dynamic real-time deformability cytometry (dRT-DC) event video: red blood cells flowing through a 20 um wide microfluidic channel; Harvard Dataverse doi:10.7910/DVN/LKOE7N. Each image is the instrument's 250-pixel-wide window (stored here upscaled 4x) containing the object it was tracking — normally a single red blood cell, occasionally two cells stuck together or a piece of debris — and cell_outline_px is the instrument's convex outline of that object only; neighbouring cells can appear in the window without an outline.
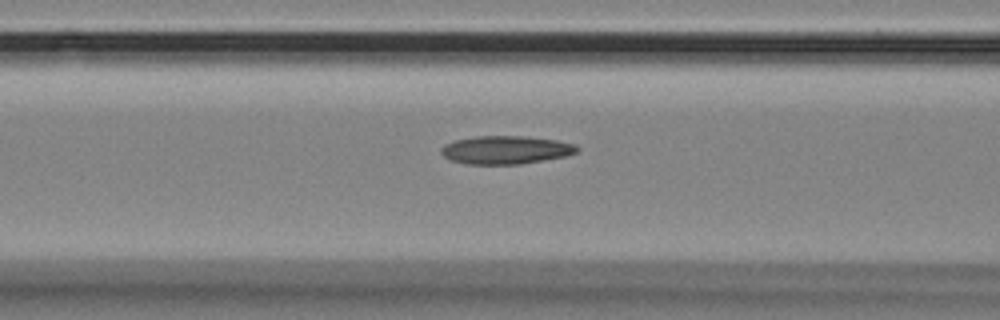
{"species": "Egyptian fruit bat (a non-hibernating species)", "species_latin": "Rousettus aegyptiacus", "temperature_condition": "room temperature", "stored_images_in_passage": 31, "camera_frame_rate_fps": 3000, "um_per_image_px": 0.085, "animal": {"sex": "female"}, "frame": {"image": 1, "passage_image": 23, "time_ms": 7.333, "image_size_px": [1000, 320], "cell_outline_px": [[580, 148], [576, 152], [564, 156], [520, 164], [468, 164], [452, 160], [444, 156], [440, 152], [440, 148], [444, 144], [456, 140], [476, 136], [524, 136], [556, 140], [576, 144]], "centroid_in_image_um": [42.98, 12.73], "position_along_channel_um": 123.6, "area_um2": 22.2}}
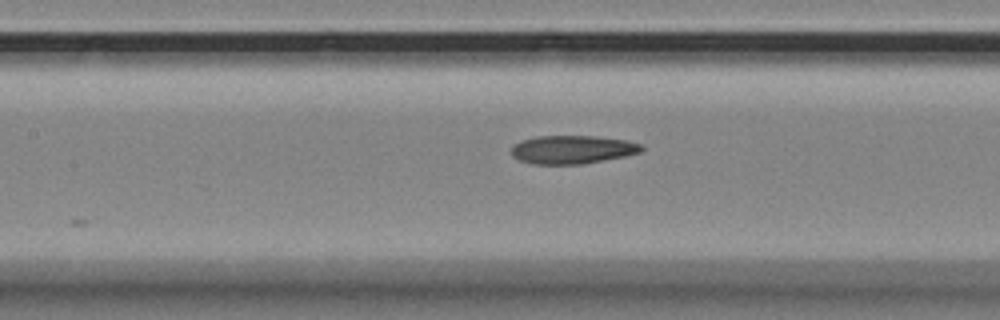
{"frame": {"image": 2, "passage_image": 26, "time_ms": 8.333, "image_size_px": [1000, 320], "cell_outline_px": [[644, 148], [640, 152], [628, 156], [580, 164], [532, 164], [520, 160], [512, 156], [512, 144], [520, 140], [536, 136], [596, 136], [628, 140], [644, 144]], "centroid_in_image_um": [48.68, 12.7], "position_along_channel_um": 158.7, "area_um2": 21.79}}
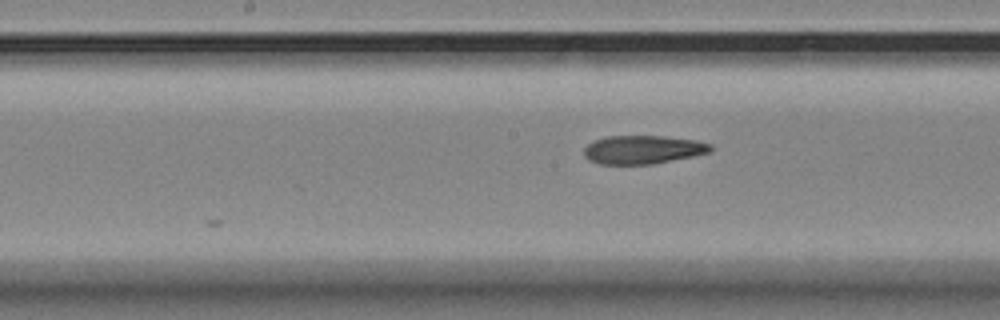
{"frame": {"image": 3, "passage_image": 29, "time_ms": 9.333, "image_size_px": [1000, 320], "cell_outline_px": [[712, 152], [652, 164], [600, 164], [588, 160], [584, 156], [584, 148], [592, 140], [604, 136], [664, 136], [696, 140], [712, 144]], "centroid_in_image_um": [54.62, 12.71], "position_along_channel_um": 193.6, "area_um2": 21.15}}